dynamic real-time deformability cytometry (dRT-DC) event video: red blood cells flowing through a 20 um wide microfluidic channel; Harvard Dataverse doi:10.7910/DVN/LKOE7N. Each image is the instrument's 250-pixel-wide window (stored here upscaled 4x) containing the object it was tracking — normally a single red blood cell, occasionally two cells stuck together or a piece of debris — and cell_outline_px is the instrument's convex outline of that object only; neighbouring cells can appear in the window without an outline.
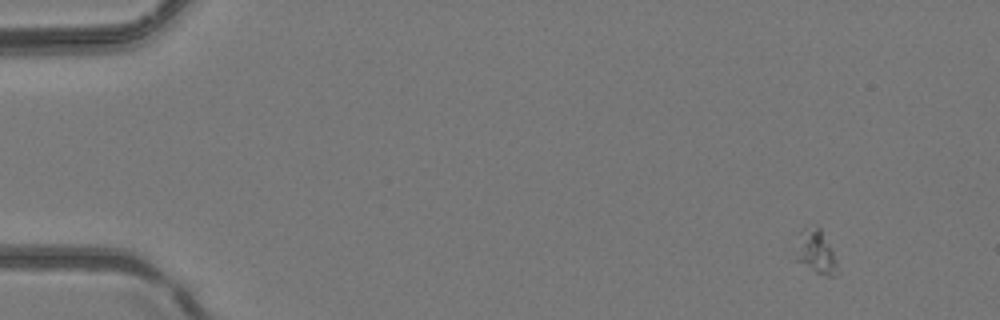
{"species": "common noctule bat (a hibernating species)", "species_latin": "Nyctalus noctula", "temperature_condition": "room temperature", "stored_images_in_passage": 6, "camera_frame_rate_fps": 3000, "um_per_image_px": 0.085, "animal": {"sex": "female", "body_mass_g": 24.6, "forearm_length_mm": 56.2}, "frame": {"image": 1, "passage_image": 2, "time_ms": 0.333, "image_size_px": [1000, 320], "cell_outline_px": [[840, 272], [832, 276], [824, 276], [792, 260], [804, 228], [816, 224], [820, 228], [836, 260]], "centroid_in_image_um": [69.34, 21.46], "position_along_channel_um": 15.7, "area_um2": 10.58}}
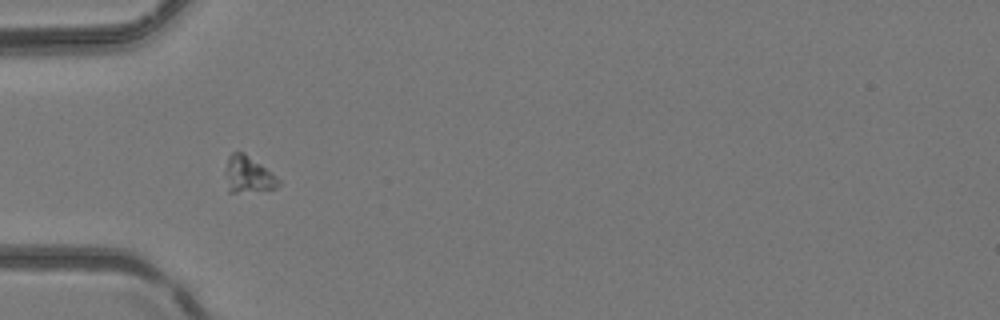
{"frame": {"image": 2, "passage_image": 5, "time_ms": 1.333, "image_size_px": [1000, 320], "cell_outline_px": [[280, 184], [276, 188], [236, 192], [228, 192], [224, 172], [228, 156], [232, 152], [244, 152], [260, 164], [280, 180]], "centroid_in_image_um": [21.04, 14.82], "position_along_channel_um": 64.0, "area_um2": 11.16}}
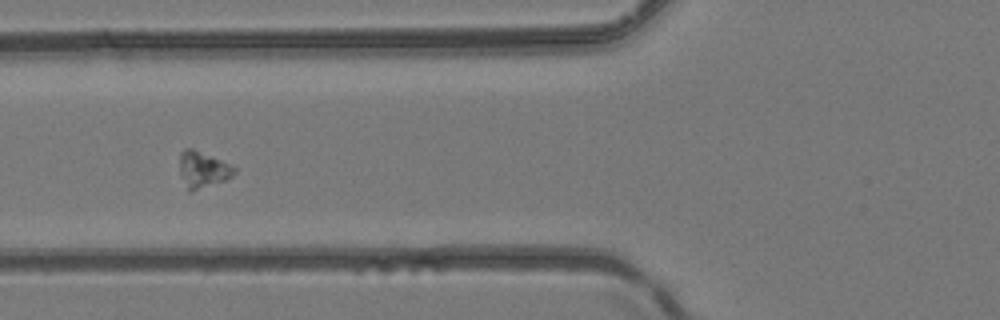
{"frame": {"image": 3, "passage_image": 6, "time_ms": 1.667, "image_size_px": [1000, 320], "cell_outline_px": [[236, 172], [228, 180], [188, 192], [180, 172], [180, 152], [184, 148], [192, 148], [220, 160], [236, 168]], "centroid_in_image_um": [17.24, 14.42], "position_along_channel_um": 108.6, "area_um2": 11.44}}